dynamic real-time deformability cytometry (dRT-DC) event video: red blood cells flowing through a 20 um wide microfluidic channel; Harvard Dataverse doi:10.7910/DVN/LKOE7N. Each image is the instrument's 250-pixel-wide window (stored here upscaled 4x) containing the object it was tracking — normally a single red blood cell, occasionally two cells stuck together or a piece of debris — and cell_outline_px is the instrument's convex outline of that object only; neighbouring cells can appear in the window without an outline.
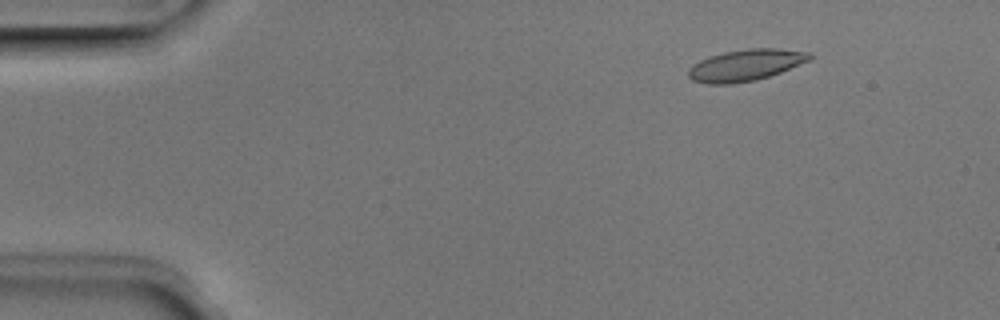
{"species": "Egyptian fruit bat (a non-hibernating species)", "species_latin": "Rousettus aegyptiacus", "temperature_condition": "room temperature", "stored_images_in_passage": 6, "camera_frame_rate_fps": 3000, "um_per_image_px": 0.085, "animal": {"sex": "male"}, "frame": {"image": 1, "passage_image": 2, "time_ms": 0.333, "image_size_px": [1000, 320], "cell_outline_px": [[812, 60], [780, 72], [756, 80], [732, 84], [708, 84], [692, 80], [688, 76], [688, 68], [700, 60], [708, 56], [724, 52], [748, 48], [776, 48], [812, 52]], "centroid_in_image_um": [63.39, 5.53], "position_along_channel_um": 21.6, "area_um2": 22.43}}
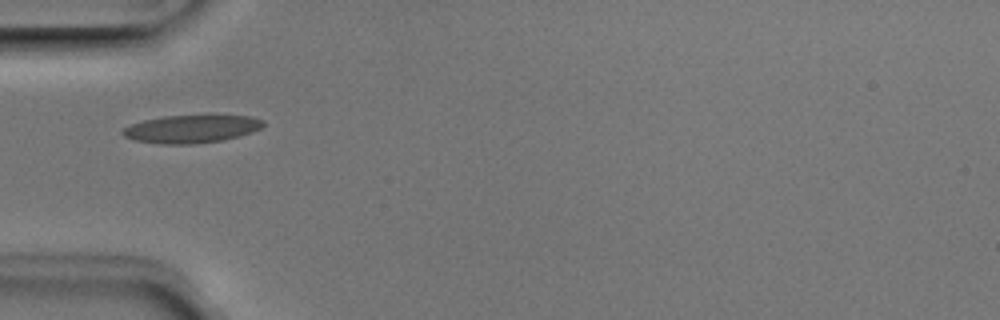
{"frame": {"image": 2, "passage_image": 5, "time_ms": 1.333, "image_size_px": [1000, 320], "cell_outline_px": [[264, 124], [260, 128], [252, 132], [224, 140], [192, 144], [160, 144], [132, 140], [124, 136], [120, 132], [124, 128], [132, 124], [144, 120], [164, 116], [208, 112], [216, 112], [252, 116], [264, 120]], "centroid_in_image_um": [16.34, 10.9], "position_along_channel_um": 68.7, "area_um2": 24.1}}